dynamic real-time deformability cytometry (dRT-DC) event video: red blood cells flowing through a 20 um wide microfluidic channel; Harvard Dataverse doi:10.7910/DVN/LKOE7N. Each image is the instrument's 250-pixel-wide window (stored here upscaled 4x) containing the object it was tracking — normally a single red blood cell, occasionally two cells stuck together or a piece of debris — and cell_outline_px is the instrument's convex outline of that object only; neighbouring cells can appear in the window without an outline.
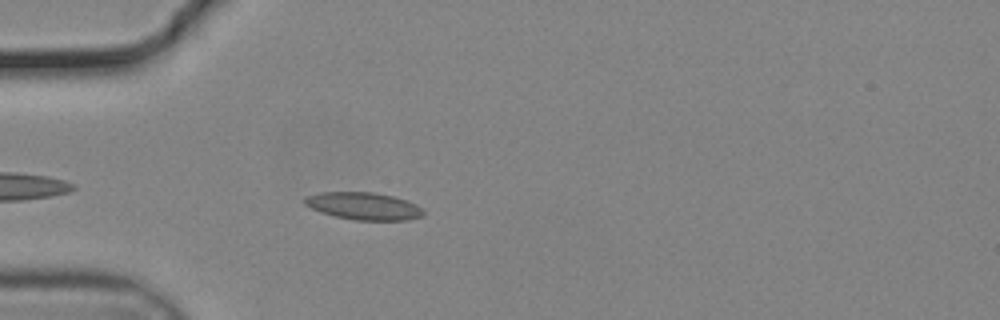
{"species": "common noctule bat (a hibernating species)", "species_latin": "Nyctalus noctula", "temperature_condition": "cold", "stored_images_in_passage": 34, "camera_frame_rate_fps": 3000, "um_per_image_px": 0.085, "animal": {"sex": "male", "body_mass_g": 19.2, "forearm_length_mm": 51.8}, "frame": {"image": 1, "passage_image": 5, "time_ms": 1.333, "image_size_px": [1000, 320], "cell_outline_px": [[424, 216], [408, 220], [356, 220], [336, 216], [320, 212], [304, 204], [304, 196], [320, 192], [376, 192], [392, 196], [416, 204], [424, 208]], "centroid_in_image_um": [30.92, 17.51], "position_along_channel_um": 54.1, "area_um2": 19.02}}
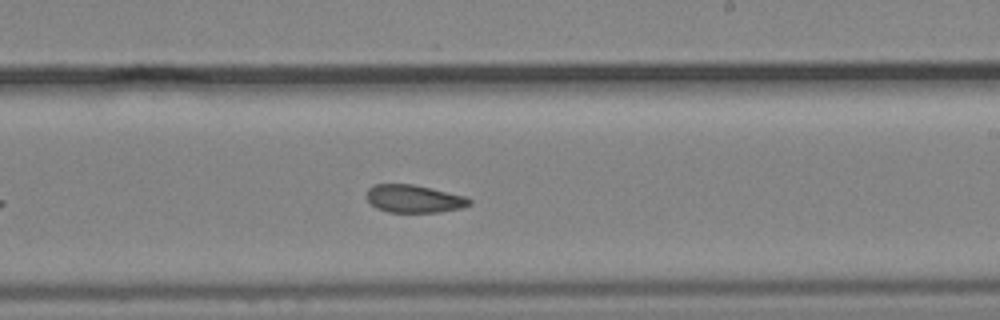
{"frame": {"image": 2, "passage_image": 22, "time_ms": 7.0, "image_size_px": [1000, 320], "cell_outline_px": [[472, 204], [460, 208], [440, 212], [388, 212], [376, 208], [368, 200], [368, 188], [372, 184], [412, 184], [432, 188], [464, 196], [472, 200]], "centroid_in_image_um": [35.19, 16.89], "position_along_channel_um": 253.8, "area_um2": 16.59}}
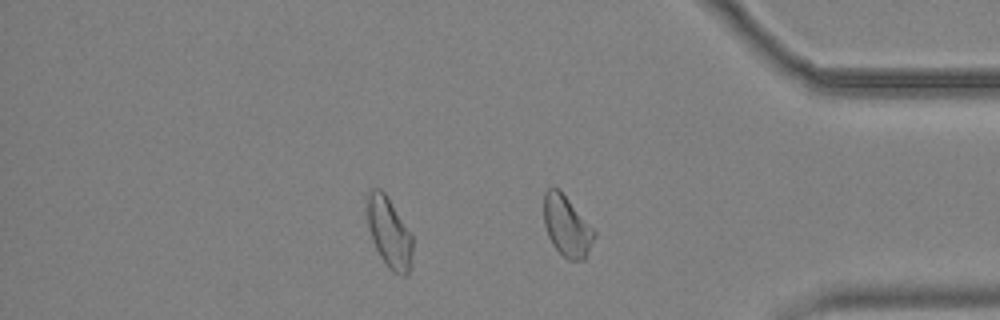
{"frame": {"image": 3, "passage_image": 34, "time_ms": 11.0, "image_size_px": [1000, 320], "cell_outline_px": [[596, 236], [584, 260], [568, 260], [552, 244], [548, 236], [544, 224], [544, 192], [548, 188], [560, 188], [596, 232]], "centroid_in_image_um": [48.18, 19.2], "position_along_channel_um": 387.0, "area_um2": 17.86}, "authors_computed_cell_mechanics": {"area_um2": 17.4556, "velocity_mm_per_s": 3.6987, "shape_relaxation_time_tau1_ms": null, "shape_relaxation_time_tau2_ms": 6.9006, "deformation_change_tau1": null, "deformation_change_tau2": 0.1393}}